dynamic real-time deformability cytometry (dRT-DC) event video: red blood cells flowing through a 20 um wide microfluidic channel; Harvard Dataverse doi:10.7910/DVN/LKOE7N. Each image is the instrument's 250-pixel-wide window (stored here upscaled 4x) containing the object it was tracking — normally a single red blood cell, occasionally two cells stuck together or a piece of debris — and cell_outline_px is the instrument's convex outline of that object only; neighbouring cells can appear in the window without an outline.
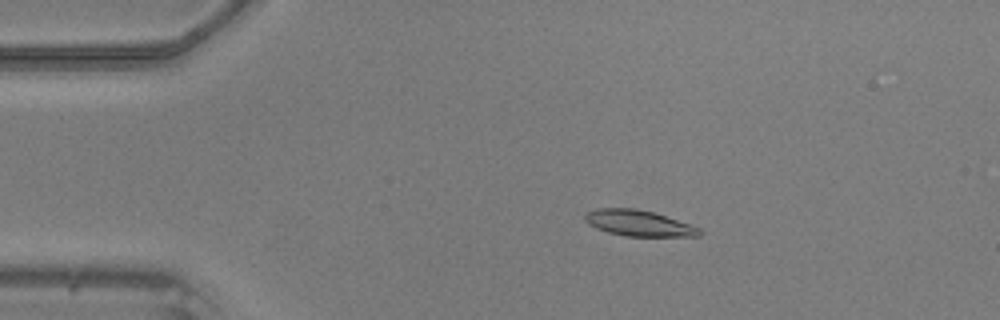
{"species": "common noctule bat (a hibernating species)", "species_latin": "Nyctalus noctula", "temperature_condition": "warm", "stored_images_in_passage": 49, "camera_frame_rate_fps": 3000, "um_per_image_px": 0.085, "animal": {"sex": "male", "body_mass_g": 20.5, "forearm_length_mm": 52.5}, "frame": {"image": 1, "passage_image": 10, "time_ms": 3.0, "image_size_px": [1000, 320], "cell_outline_px": [[704, 232], [700, 236], [624, 236], [608, 232], [596, 228], [588, 224], [584, 220], [584, 216], [588, 212], [596, 208], [636, 208], [652, 212], [692, 224], [700, 228]], "centroid_in_image_um": [54.31, 18.97], "position_along_channel_um": 30.7, "area_um2": 17.4}}
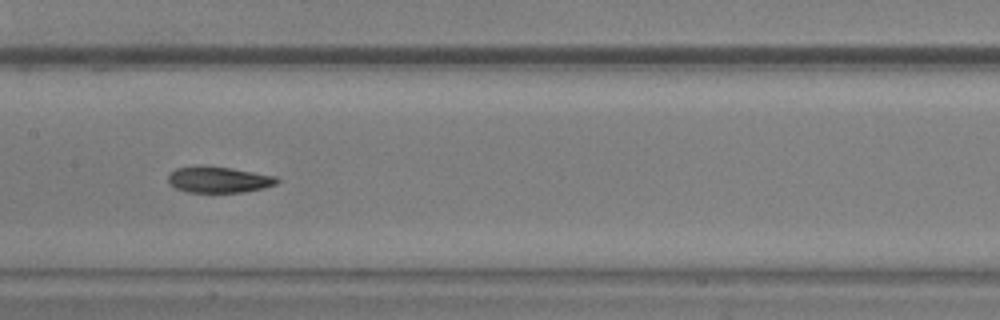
{"frame": {"image": 2, "passage_image": 25, "time_ms": 8.0, "image_size_px": [1000, 320], "cell_outline_px": [[280, 180], [276, 184], [264, 188], [244, 192], [188, 192], [176, 188], [168, 180], [168, 176], [176, 168], [232, 168], [276, 176]], "centroid_in_image_um": [18.67, 15.3], "position_along_channel_um": 188.7, "area_um2": 15.9}}
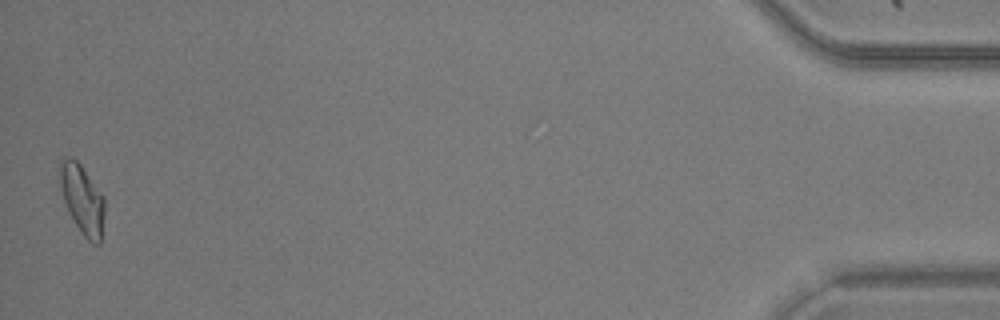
{"frame": {"image": 3, "passage_image": 49, "time_ms": 16.0, "image_size_px": [1000, 320], "cell_outline_px": [[104, 216], [100, 244], [92, 244], [80, 232], [68, 212], [60, 188], [60, 164], [64, 156], [68, 156], [76, 160], [80, 164], [104, 196]], "centroid_in_image_um": [7.0, 16.96], "position_along_channel_um": 428.2, "area_um2": 18.03}}